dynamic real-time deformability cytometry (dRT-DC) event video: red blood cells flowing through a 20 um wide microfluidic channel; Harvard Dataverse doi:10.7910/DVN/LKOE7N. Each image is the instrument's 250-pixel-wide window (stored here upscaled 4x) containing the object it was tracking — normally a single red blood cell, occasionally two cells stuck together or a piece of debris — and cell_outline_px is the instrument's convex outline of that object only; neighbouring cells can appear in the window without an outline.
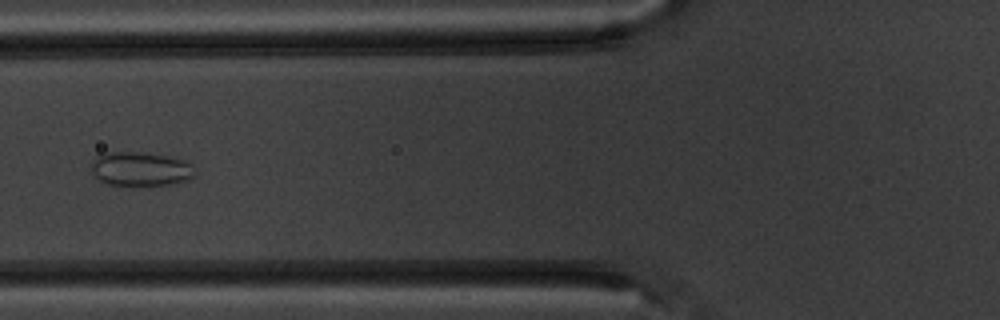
{"species": "common noctule bat (a hibernating species)", "species_latin": "Nyctalus noctula", "temperature_condition": "warm", "stored_images_in_passage": 5, "camera_frame_rate_fps": 3000, "um_per_image_px": 0.085, "animal": {"sex": "male", "body_mass_g": 20.1, "forearm_length_mm": 53.5}, "frame": {"image": 1, "passage_image": 5, "time_ms": 4.667, "image_size_px": [1000, 320], "cell_outline_px": [[196, 176], [188, 180], [168, 184], [108, 184], [100, 180], [92, 172], [92, 160], [96, 156], [108, 152], [144, 152], [168, 156], [184, 160], [192, 164], [196, 172]], "centroid_in_image_um": [11.99, 14.33], "position_along_channel_um": 113.8, "area_um2": 20.4}}